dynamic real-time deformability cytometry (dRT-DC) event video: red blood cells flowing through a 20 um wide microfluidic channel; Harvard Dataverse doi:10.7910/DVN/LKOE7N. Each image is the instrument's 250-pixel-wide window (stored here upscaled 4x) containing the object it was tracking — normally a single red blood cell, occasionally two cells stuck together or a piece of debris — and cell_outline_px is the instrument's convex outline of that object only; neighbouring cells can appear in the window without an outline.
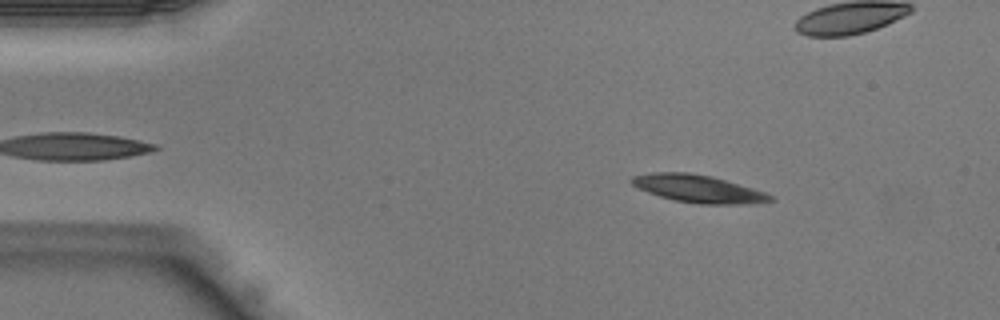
{"species": "Egyptian fruit bat (a non-hibernating species)", "species_latin": "Rousettus aegyptiacus", "temperature_condition": "warm", "stored_images_in_passage": 36, "camera_frame_rate_fps": 3000, "um_per_image_px": 0.085, "animal": {"sex": "male"}, "frame": {"image": 1, "passage_image": 6, "time_ms": 1.667, "image_size_px": [1000, 320], "cell_outline_px": [[776, 200], [756, 204], [700, 204], [676, 200], [660, 196], [648, 192], [632, 184], [632, 176], [652, 172], [688, 172], [712, 176], [752, 188], [776, 196]], "centroid_in_image_um": [59.43, 16.05], "position_along_channel_um": 25.6, "area_um2": 22.25}}
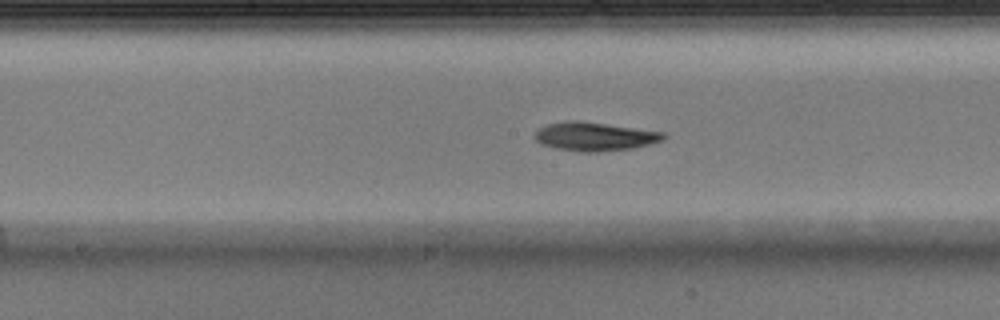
{"frame": {"image": 2, "passage_image": 21, "time_ms": 6.667, "image_size_px": [1000, 320], "cell_outline_px": [[668, 136], [664, 140], [652, 144], [636, 148], [600, 152], [580, 152], [556, 148], [540, 144], [532, 136], [544, 124], [568, 120], [576, 120], [664, 132]], "centroid_in_image_um": [50.55, 11.61], "position_along_channel_um": 197.6, "area_um2": 21.79}}
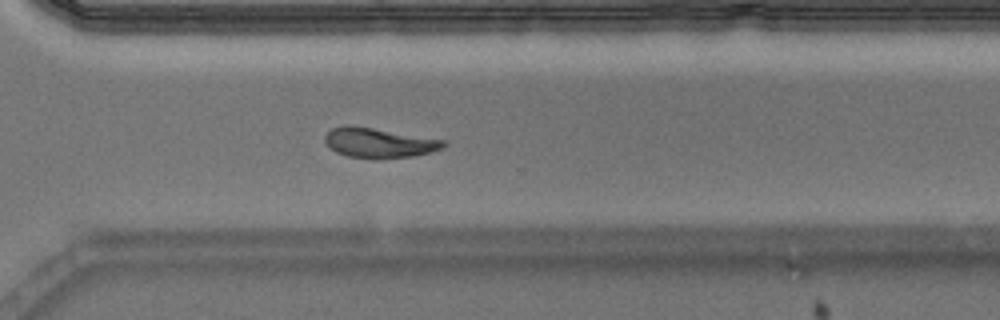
{"frame": {"image": 3, "passage_image": 30, "time_ms": 9.667, "image_size_px": [1000, 320], "cell_outline_px": [[448, 144], [440, 148], [428, 152], [412, 156], [348, 156], [336, 152], [324, 140], [324, 136], [332, 128], [372, 128], [444, 140]], "centroid_in_image_um": [32.24, 12.13], "position_along_channel_um": 338.4, "area_um2": 18.96}}